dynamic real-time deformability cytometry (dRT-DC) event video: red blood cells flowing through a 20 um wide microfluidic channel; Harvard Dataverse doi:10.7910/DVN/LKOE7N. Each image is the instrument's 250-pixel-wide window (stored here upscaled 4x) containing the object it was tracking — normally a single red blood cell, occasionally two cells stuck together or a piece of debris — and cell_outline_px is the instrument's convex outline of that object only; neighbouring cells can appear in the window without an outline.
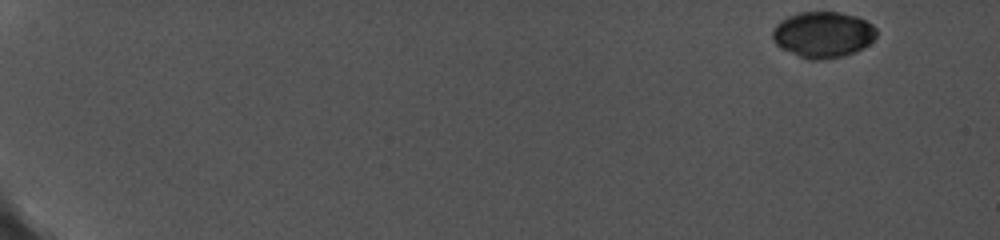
{"species": "common noctule bat (a hibernating species)", "species_latin": "Nyctalus noctula", "temperature_condition": "cold", "stored_images_in_passage": 8, "camera_frame_rate_fps": 5000, "um_per_image_px": 0.085, "animal": {"sex": "female", "body_mass_g": 19.0, "forearm_length_mm": 56.7}, "frame": {"image": 1, "passage_image": 1, "time_ms": 0.0, "image_size_px": [1000, 240], "cell_outline_px": [[876, 36], [868, 44], [856, 52], [844, 56], [824, 60], [808, 60], [780, 48], [772, 40], [772, 32], [776, 24], [780, 20], [788, 16], [800, 12], [840, 12], [856, 16], [872, 24], [876, 28]], "centroid_in_image_um": [69.93, 2.95], "position_along_channel_um": 15.1, "area_um2": 28.09}}
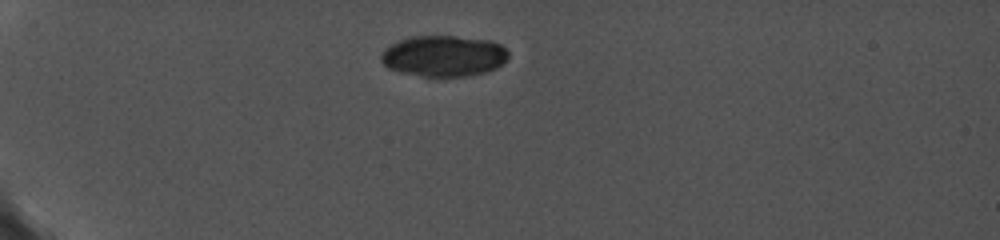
{"frame": {"image": 2, "passage_image": 6, "time_ms": 4.6, "image_size_px": [1000, 240], "cell_outline_px": [[508, 60], [496, 68], [484, 72], [460, 76], [424, 76], [404, 72], [388, 68], [380, 60], [380, 52], [384, 48], [400, 40], [412, 36], [456, 36], [492, 40], [500, 44], [508, 52]], "centroid_in_image_um": [37.72, 4.74], "position_along_channel_um": 47.3, "area_um2": 30.35}}